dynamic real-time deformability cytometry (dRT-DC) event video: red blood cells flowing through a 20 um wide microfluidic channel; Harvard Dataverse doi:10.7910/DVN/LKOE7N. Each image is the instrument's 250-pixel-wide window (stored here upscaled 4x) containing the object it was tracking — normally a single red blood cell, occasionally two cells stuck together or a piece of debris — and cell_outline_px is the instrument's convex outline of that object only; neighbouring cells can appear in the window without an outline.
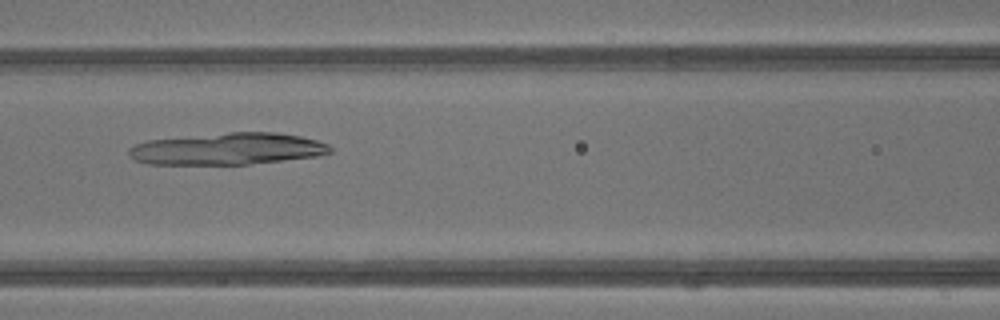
{"species": "common noctule bat (a hibernating species)", "species_latin": "Nyctalus noctula", "temperature_condition": "warm", "stored_images_in_passage": 42, "camera_frame_rate_fps": 3000, "um_per_image_px": 0.085, "animal": {"sex": "male", "body_mass_g": 13.3}, "frame": {"image": 1, "passage_image": 19, "time_ms": 6.0, "image_size_px": [1000, 320], "cell_outline_px": [[332, 152], [316, 156], [248, 164], [148, 164], [136, 160], [128, 156], [128, 148], [136, 144], [148, 140], [232, 132], [276, 132], [300, 136], [316, 140], [328, 144], [332, 148]], "centroid_in_image_um": [19.34, 12.65], "position_along_channel_um": 147.3, "area_um2": 37.11}}
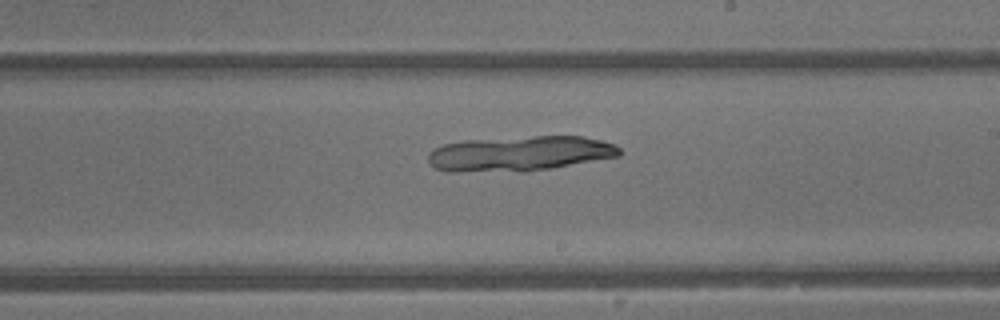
{"frame": {"image": 2, "passage_image": 25, "time_ms": 8.0, "image_size_px": [1000, 320], "cell_outline_px": [[624, 152], [620, 156], [552, 168], [524, 172], [448, 172], [436, 168], [428, 160], [428, 152], [432, 148], [444, 144], [464, 140], [536, 136], [584, 136], [616, 144]], "centroid_in_image_um": [44.18, 13.06], "position_along_channel_um": 244.8, "area_um2": 39.71}}
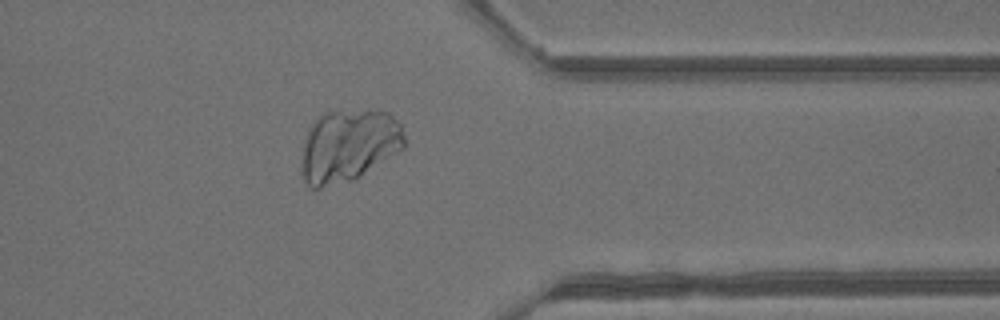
{"frame": {"image": 3, "passage_image": 34, "time_ms": 11.0, "image_size_px": [1000, 320], "cell_outline_px": [[404, 148], [352, 180], [320, 188], [308, 188], [304, 180], [300, 164], [304, 140], [308, 128], [324, 112], [388, 112], [400, 124], [404, 136]], "centroid_in_image_um": [29.57, 12.41], "position_along_channel_um": 381.8, "area_um2": 42.83}}